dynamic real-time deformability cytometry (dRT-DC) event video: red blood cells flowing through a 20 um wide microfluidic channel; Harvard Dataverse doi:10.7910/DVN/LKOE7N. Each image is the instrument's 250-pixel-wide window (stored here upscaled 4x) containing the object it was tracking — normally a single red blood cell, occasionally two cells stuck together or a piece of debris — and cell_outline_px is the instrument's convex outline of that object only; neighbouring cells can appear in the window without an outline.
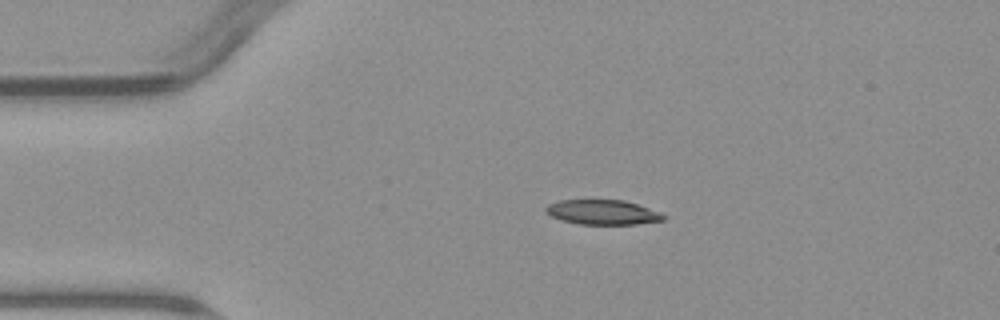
{"species": "common noctule bat (a hibernating species)", "species_latin": "Nyctalus noctula", "temperature_condition": "warm", "stored_images_in_passage": 3, "camera_frame_rate_fps": 3000, "um_per_image_px": 0.085, "animal": {"sex": "male", "body_mass_g": 23.1, "forearm_length_mm": 52.7}, "frame": {"image": 1, "passage_image": 2, "time_ms": 2.333, "image_size_px": [1000, 320], "cell_outline_px": [[668, 216], [664, 220], [636, 224], [580, 224], [560, 220], [544, 212], [544, 208], [548, 204], [560, 200], [624, 200], [660, 212]], "centroid_in_image_um": [51.21, 18.04], "position_along_channel_um": 33.8, "area_um2": 16.99}}